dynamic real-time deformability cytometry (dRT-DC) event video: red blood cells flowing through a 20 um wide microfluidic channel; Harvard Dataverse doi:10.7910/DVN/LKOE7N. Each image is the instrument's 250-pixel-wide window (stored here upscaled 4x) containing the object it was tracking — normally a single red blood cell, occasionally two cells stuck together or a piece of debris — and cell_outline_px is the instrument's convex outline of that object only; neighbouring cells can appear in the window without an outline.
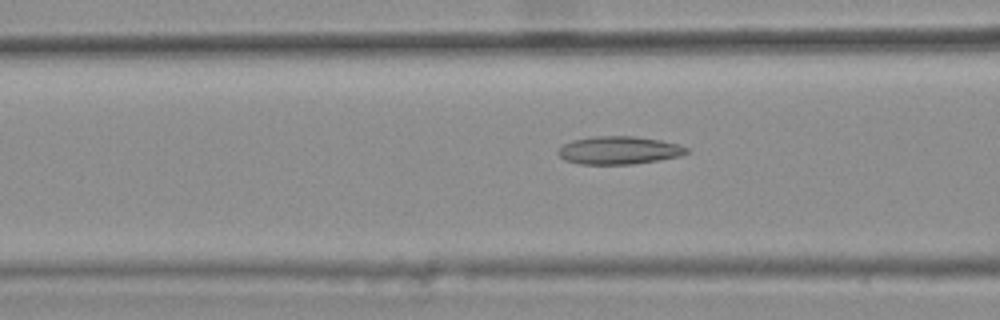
{"species": "common noctule bat (a hibernating species)", "species_latin": "Nyctalus noctula", "temperature_condition": "warm", "stored_images_in_passage": 47, "camera_frame_rate_fps": 3000, "um_per_image_px": 0.085, "animal": {"sex": "female", "body_mass_g": 25.1}, "frame": {"image": 1, "passage_image": 20, "time_ms": 6.333, "image_size_px": [1000, 320], "cell_outline_px": [[688, 152], [680, 156], [660, 160], [632, 164], [580, 164], [564, 160], [556, 152], [564, 144], [572, 140], [592, 136], [636, 136], [660, 140], [680, 144], [688, 148]], "centroid_in_image_um": [52.61, 12.77], "position_along_channel_um": 114.0, "area_um2": 21.04}}
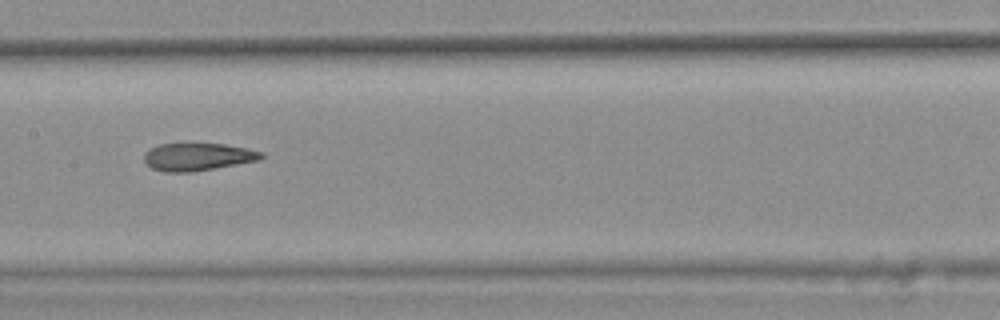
{"frame": {"image": 2, "passage_image": 26, "time_ms": 8.333, "image_size_px": [1000, 320], "cell_outline_px": [[264, 156], [260, 160], [192, 172], [164, 172], [152, 168], [144, 160], [144, 152], [160, 144], [224, 144], [248, 148], [264, 152]], "centroid_in_image_um": [16.84, 13.33], "position_along_channel_um": 190.6, "area_um2": 18.79}}
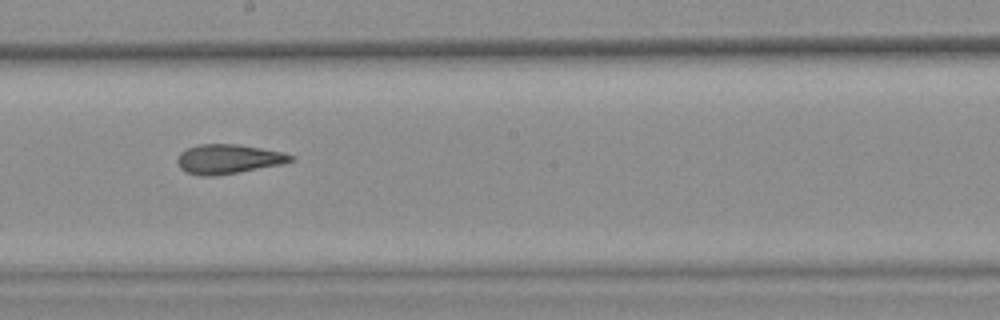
{"frame": {"image": 3, "passage_image": 29, "time_ms": 9.333, "image_size_px": [1000, 320], "cell_outline_px": [[296, 160], [280, 164], [236, 172], [212, 176], [200, 176], [184, 172], [180, 168], [176, 160], [180, 152], [196, 144], [240, 144], [280, 152], [296, 156]], "centroid_in_image_um": [19.36, 13.51], "position_along_channel_um": 228.8, "area_um2": 19.36}, "authors_computed_cell_mechanics": {"area_um2": 19.7676, "velocity_mm_per_s": 3.8328, "shape_relaxation_time_tau1_ms": null, "shape_relaxation_time_tau2_ms": 2.6186, "deformation_change_tau1": null, "deformation_change_tau2": 0.1155}}